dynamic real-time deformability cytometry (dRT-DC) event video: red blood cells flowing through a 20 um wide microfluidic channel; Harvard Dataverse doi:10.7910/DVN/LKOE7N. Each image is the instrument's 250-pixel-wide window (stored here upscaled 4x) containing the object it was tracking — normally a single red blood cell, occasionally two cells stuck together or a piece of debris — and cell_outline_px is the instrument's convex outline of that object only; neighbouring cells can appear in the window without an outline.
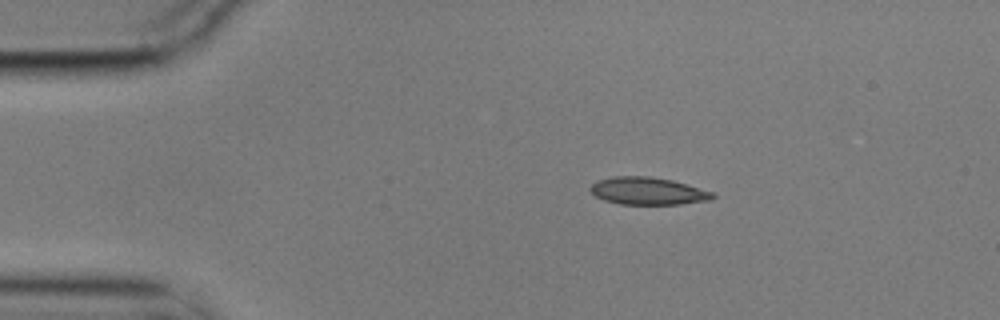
{"species": "common noctule bat (a hibernating species)", "species_latin": "Nyctalus noctula", "temperature_condition": "cold", "stored_images_in_passage": 47, "camera_frame_rate_fps": 3000, "um_per_image_px": 0.085, "animal": {"sex": "male", "body_mass_g": 17.9}, "frame": {"image": 1, "passage_image": 1, "time_ms": 0.0, "image_size_px": [1000, 320], "cell_outline_px": [[716, 196], [712, 200], [680, 204], [620, 204], [604, 200], [596, 196], [588, 188], [596, 180], [612, 176], [648, 176], [672, 180], [712, 192]], "centroid_in_image_um": [55.04, 16.23], "position_along_channel_um": 30.0, "area_um2": 19.54}}
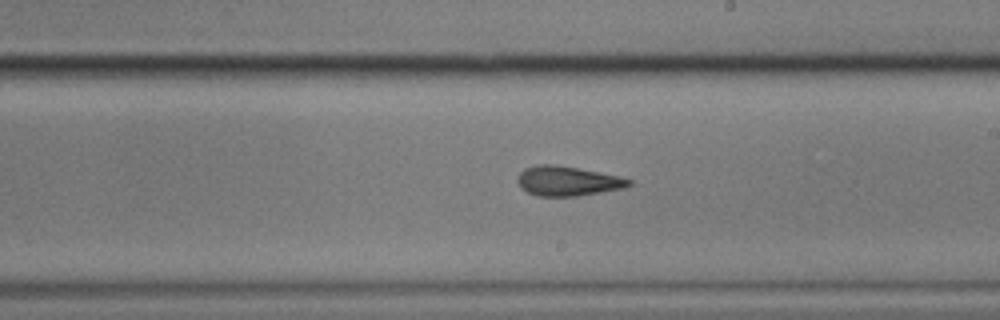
{"frame": {"image": 2, "passage_image": 23, "time_ms": 7.333, "image_size_px": [1000, 320], "cell_outline_px": [[632, 184], [624, 188], [576, 196], [536, 196], [520, 188], [516, 180], [516, 176], [524, 168], [540, 164], [556, 164], [620, 176], [632, 180]], "centroid_in_image_um": [48.21, 15.38], "position_along_channel_um": 240.8, "area_um2": 19.36}}
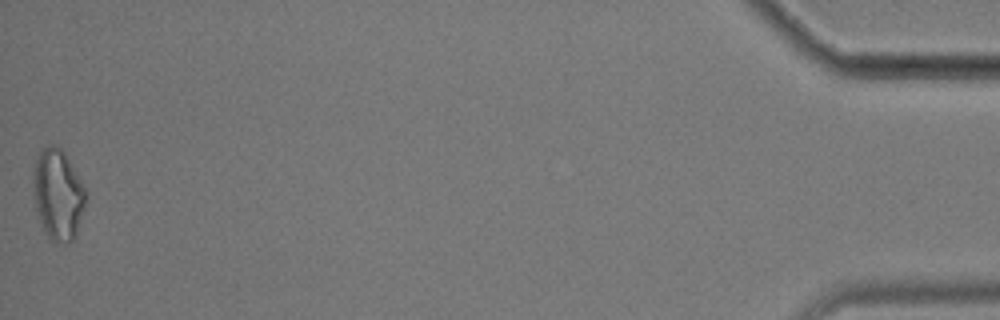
{"frame": {"image": 3, "passage_image": 47, "time_ms": 15.333, "image_size_px": [1000, 320], "cell_outline_px": [[88, 192], [84, 208], [76, 232], [72, 240], [68, 244], [56, 244], [48, 240], [40, 224], [36, 208], [32, 180], [32, 172], [40, 148], [48, 144], [52, 144], [60, 148], [64, 152]], "centroid_in_image_um": [4.91, 16.55], "position_along_channel_um": 430.3, "area_um2": 28.26}, "authors_computed_cell_mechanics": {"area_um2": 19.941, "velocity_mm_per_s": 3.5408, "shape_relaxation_time_tau1_ms": 7.478, "shape_relaxation_time_tau2_ms": 3.8574, "deformation_change_tau1": 0.1419, "deformation_change_tau2": 0.1189}}